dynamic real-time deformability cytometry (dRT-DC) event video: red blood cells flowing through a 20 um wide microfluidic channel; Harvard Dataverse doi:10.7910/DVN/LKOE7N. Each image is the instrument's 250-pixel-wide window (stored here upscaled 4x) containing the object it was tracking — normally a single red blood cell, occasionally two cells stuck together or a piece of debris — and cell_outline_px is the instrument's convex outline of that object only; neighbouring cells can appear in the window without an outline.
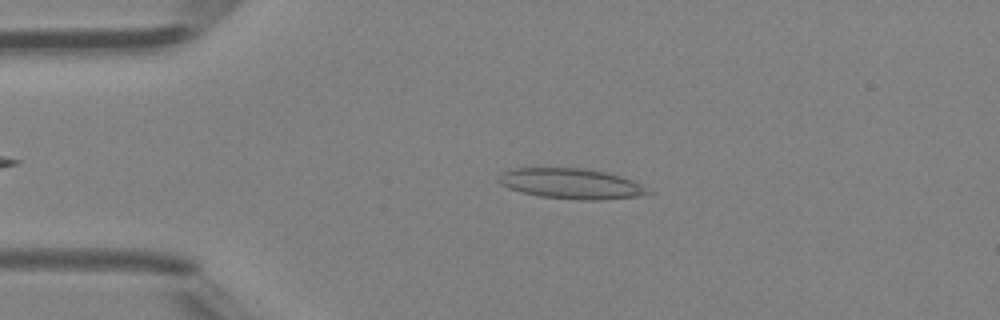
{"species": "Egyptian fruit bat (a non-hibernating species)", "species_latin": "Rousettus aegyptiacus", "temperature_condition": "room temperature", "stored_images_in_passage": 39, "camera_frame_rate_fps": 3000, "um_per_image_px": 0.085, "animal": {"sex": "female"}, "frame": {"image": 1, "passage_image": 10, "time_ms": 3.0, "image_size_px": [1000, 320], "cell_outline_px": [[656, 192], [636, 196], [600, 200], [580, 200], [540, 196], [520, 192], [508, 188], [500, 184], [500, 176], [508, 168], [584, 168], [604, 172], [620, 176], [632, 180]], "centroid_in_image_um": [48.56, 15.61], "position_along_channel_um": 36.4, "area_um2": 26.36}}
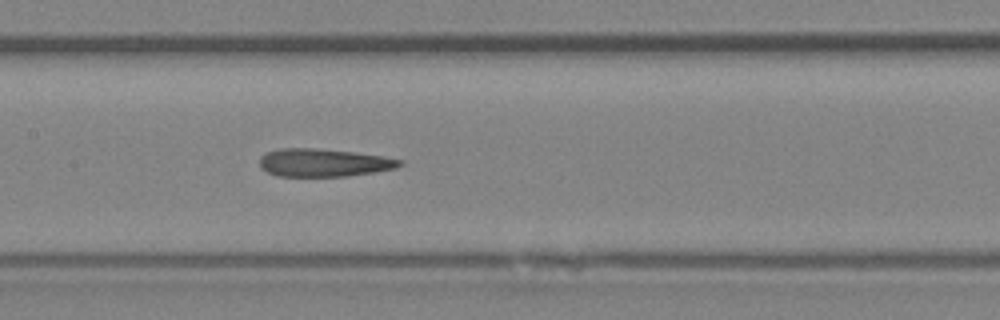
{"frame": {"image": 2, "passage_image": 22, "time_ms": 7.0, "image_size_px": [1000, 320], "cell_outline_px": [[404, 164], [396, 168], [348, 176], [276, 176], [260, 168], [260, 156], [268, 152], [280, 148], [316, 148], [352, 152], [384, 156], [404, 160]], "centroid_in_image_um": [27.52, 13.82], "position_along_channel_um": 179.9, "area_um2": 22.83}}
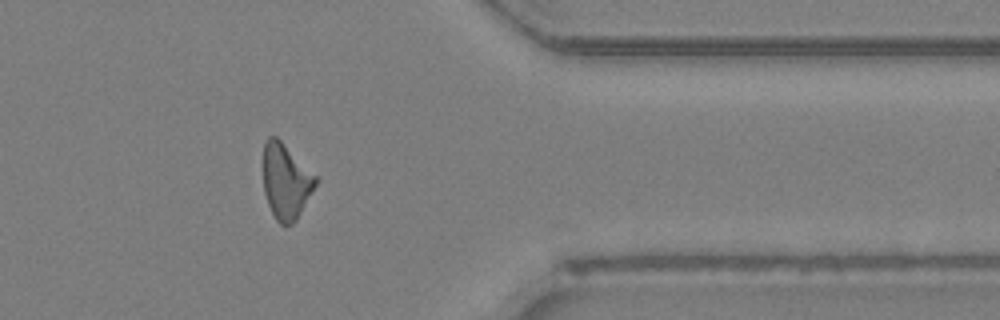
{"frame": {"image": 3, "passage_image": 37, "time_ms": 12.0, "image_size_px": [1000, 320], "cell_outline_px": [[320, 180], [296, 220], [292, 224], [280, 224], [276, 220], [268, 204], [264, 192], [264, 144], [268, 136], [276, 136]], "centroid_in_image_um": [24.31, 15.43], "position_along_channel_um": 387.1, "area_um2": 22.77}, "authors_computed_cell_mechanics": {"area_um2": 24.0448, "velocity_mm_per_s": 4.4767, "shape_relaxation_time_tau1_ms": null, "shape_relaxation_time_tau2_ms": 4.3745, "deformation_change_tau1": null, "deformation_change_tau2": 0.1787}}